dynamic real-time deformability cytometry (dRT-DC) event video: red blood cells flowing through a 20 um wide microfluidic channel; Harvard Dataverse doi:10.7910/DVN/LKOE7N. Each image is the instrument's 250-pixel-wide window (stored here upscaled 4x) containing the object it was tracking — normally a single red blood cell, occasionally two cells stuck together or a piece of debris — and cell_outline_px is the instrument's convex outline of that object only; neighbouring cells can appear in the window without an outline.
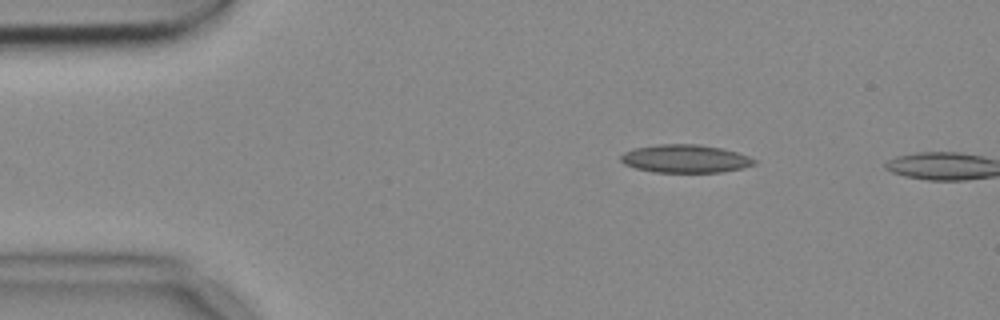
{"species": "common noctule bat (a hibernating species)", "species_latin": "Nyctalus noctula", "temperature_condition": "cold", "stored_images_in_passage": 9, "camera_frame_rate_fps": 3000, "um_per_image_px": 0.085, "animal": {"sex": "female", "body_mass_g": 18.4}, "frame": {"image": 1, "passage_image": 7, "time_ms": 2.0, "image_size_px": [1000, 320], "cell_outline_px": [[756, 164], [744, 168], [720, 172], [652, 172], [636, 168], [624, 164], [620, 160], [620, 156], [624, 152], [636, 148], [656, 144], [696, 144], [720, 148], [736, 152], [748, 156], [756, 160]], "centroid_in_image_um": [58.24, 13.49], "position_along_channel_um": 26.8, "area_um2": 21.79}}